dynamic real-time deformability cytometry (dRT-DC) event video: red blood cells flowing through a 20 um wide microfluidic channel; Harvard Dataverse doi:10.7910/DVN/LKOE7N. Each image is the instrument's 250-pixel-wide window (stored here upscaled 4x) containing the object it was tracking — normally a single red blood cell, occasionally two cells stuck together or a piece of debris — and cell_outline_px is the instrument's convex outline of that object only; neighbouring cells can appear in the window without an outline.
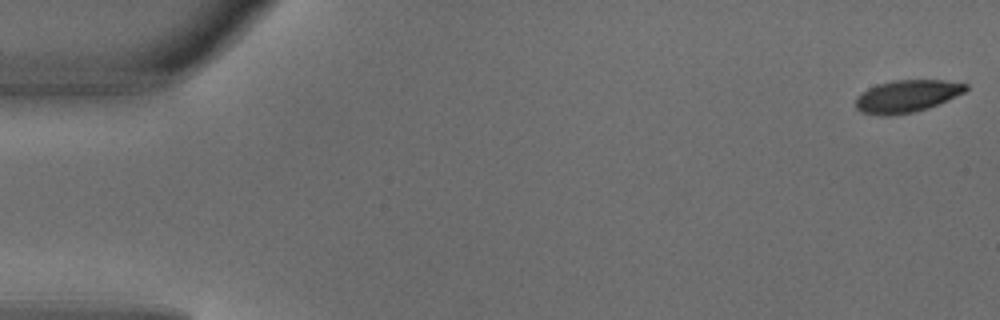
{"species": "common noctule bat (a hibernating species)", "species_latin": "Nyctalus noctula", "temperature_condition": "warm", "stored_images_in_passage": 4, "camera_frame_rate_fps": 3000, "um_per_image_px": 0.085, "animal": {"sex": "male", "body_mass_g": 18.8}, "frame": {"image": 1, "passage_image": 1, "time_ms": 0.0, "image_size_px": [1000, 320], "cell_outline_px": [[968, 88], [964, 92], [928, 108], [912, 112], [888, 116], [880, 116], [860, 112], [856, 108], [856, 96], [860, 92], [876, 84], [892, 80], [944, 80], [968, 84]], "centroid_in_image_um": [77.02, 8.17], "position_along_channel_um": 8.0, "area_um2": 20.81}}
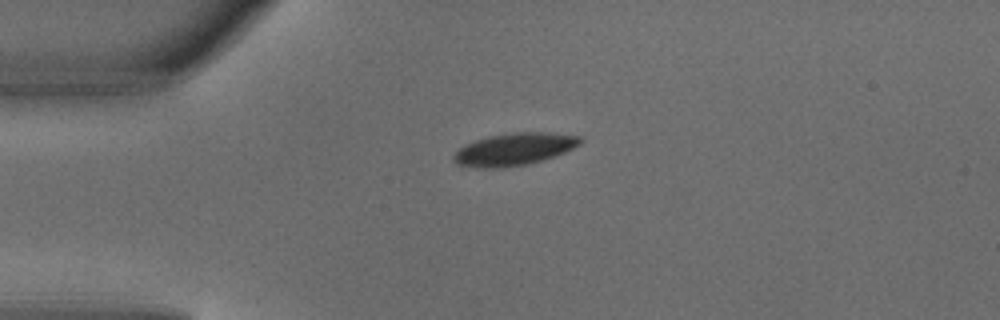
{"frame": {"image": 2, "passage_image": 4, "time_ms": 1.0, "image_size_px": [1000, 320], "cell_outline_px": [[584, 140], [580, 144], [564, 152], [528, 164], [504, 168], [476, 168], [456, 164], [452, 160], [452, 156], [464, 144], [488, 136], [516, 132], [544, 132], [580, 136]], "centroid_in_image_um": [43.66, 12.69], "position_along_channel_um": 41.3, "area_um2": 23.81}}